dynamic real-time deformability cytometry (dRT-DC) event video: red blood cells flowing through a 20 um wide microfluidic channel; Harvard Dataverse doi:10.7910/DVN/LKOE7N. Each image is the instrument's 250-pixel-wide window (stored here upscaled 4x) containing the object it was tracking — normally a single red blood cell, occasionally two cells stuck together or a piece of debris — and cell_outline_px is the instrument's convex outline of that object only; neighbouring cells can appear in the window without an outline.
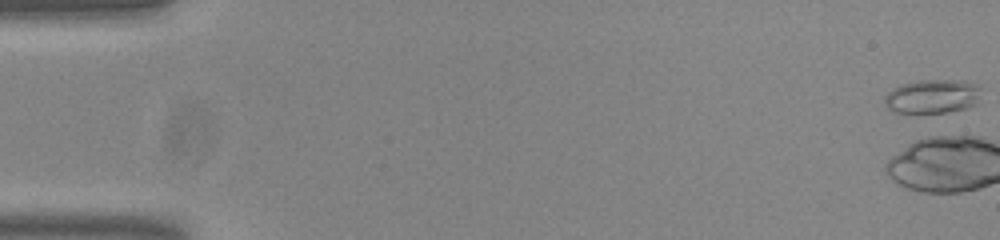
{"species": "common noctule bat (a hibernating species)", "species_latin": "Nyctalus noctula", "temperature_condition": "room temperature", "stored_images_in_passage": 4, "camera_frame_rate_fps": 3000, "um_per_image_px": 0.085, "animal": {"sex": "male", "body_mass_g": 20.0, "forearm_length_mm": 53.3}, "frame": {"image": 1, "passage_image": 1, "time_ms": 0.0, "image_size_px": [1000, 240], "cell_outline_px": [[980, 88], [976, 104], [968, 108], [948, 112], [896, 112], [888, 108], [884, 104], [884, 96], [892, 88], [900, 84], [920, 80], [964, 80], [976, 84]], "centroid_in_image_um": [79.24, 8.18], "position_along_channel_um": 5.8, "area_um2": 19.13}}